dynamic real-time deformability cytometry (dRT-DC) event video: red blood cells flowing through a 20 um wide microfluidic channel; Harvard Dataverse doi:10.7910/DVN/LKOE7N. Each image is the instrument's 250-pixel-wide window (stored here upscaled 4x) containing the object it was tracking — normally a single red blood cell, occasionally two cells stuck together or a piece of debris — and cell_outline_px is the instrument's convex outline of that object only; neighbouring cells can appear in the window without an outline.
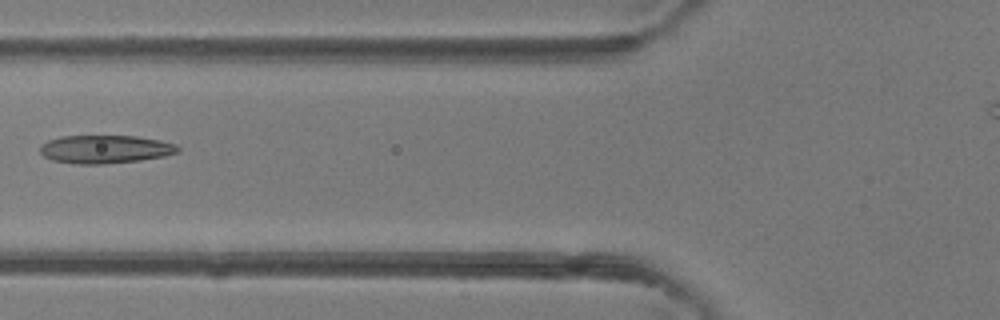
{"species": "common noctule bat (a hibernating species)", "species_latin": "Nyctalus noctula", "temperature_condition": "room temperature", "stored_images_in_passage": 4, "camera_frame_rate_fps": 3000, "um_per_image_px": 0.085, "animal": {"sex": "female"}, "frame": {"image": 1, "passage_image": 4, "time_ms": 4.333, "image_size_px": [1000, 320], "cell_outline_px": [[180, 152], [164, 156], [140, 160], [104, 164], [76, 164], [52, 160], [44, 156], [40, 152], [40, 144], [48, 140], [60, 136], [136, 136], [160, 140], [176, 144], [180, 148]], "centroid_in_image_um": [8.94, 12.68], "position_along_channel_um": 116.9, "area_um2": 22.77}}